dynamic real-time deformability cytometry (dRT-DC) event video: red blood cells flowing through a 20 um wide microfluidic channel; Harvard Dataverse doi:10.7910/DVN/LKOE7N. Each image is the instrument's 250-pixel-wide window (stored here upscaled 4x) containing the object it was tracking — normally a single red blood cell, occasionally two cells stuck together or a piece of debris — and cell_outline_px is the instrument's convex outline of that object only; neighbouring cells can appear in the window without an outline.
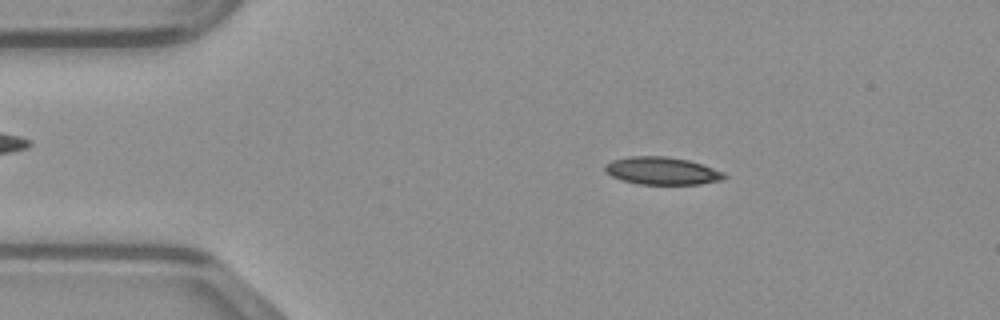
{"species": "common noctule bat (a hibernating species)", "species_latin": "Nyctalus noctula", "temperature_condition": "warm", "stored_images_in_passage": 48, "camera_frame_rate_fps": 3000, "um_per_image_px": 0.085, "animal": {"sex": "male", "body_mass_g": 23.1, "forearm_length_mm": 52.7}, "frame": {"image": 1, "passage_image": 8, "time_ms": 2.333, "image_size_px": [1000, 320], "cell_outline_px": [[728, 176], [724, 180], [700, 184], [640, 184], [620, 180], [604, 172], [604, 164], [612, 160], [628, 156], [664, 156], [688, 160], [724, 172]], "centroid_in_image_um": [56.24, 14.52], "position_along_channel_um": 28.8, "area_um2": 19.31}}
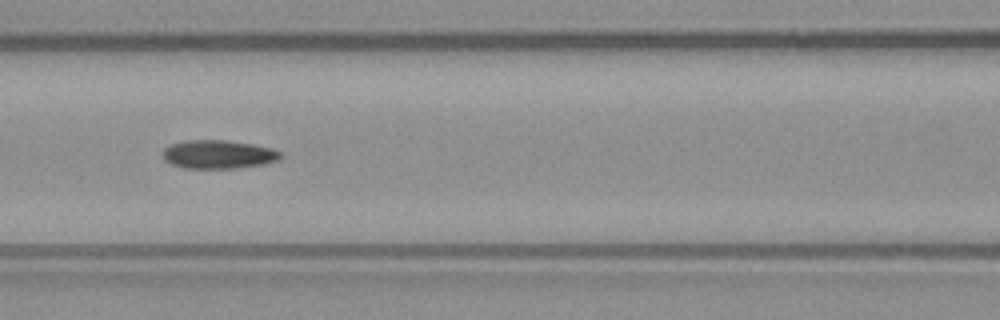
{"frame": {"image": 2, "passage_image": 20, "time_ms": 6.333, "image_size_px": [1000, 320], "cell_outline_px": [[284, 156], [280, 160], [264, 164], [236, 168], [184, 168], [172, 164], [164, 160], [164, 148], [172, 144], [184, 140], [224, 140], [252, 144], [272, 148], [280, 152]], "centroid_in_image_um": [18.6, 13.12], "position_along_channel_um": 148.0, "area_um2": 19.59}}
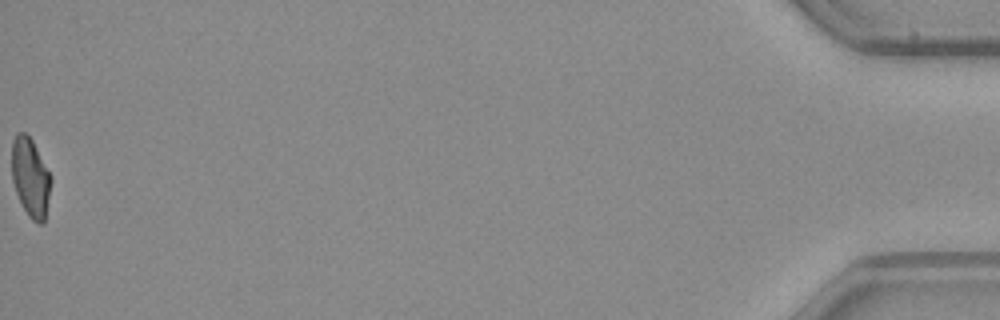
{"frame": {"image": 3, "passage_image": 48, "time_ms": 15.667, "image_size_px": [1000, 320], "cell_outline_px": [[52, 180], [44, 224], [36, 224], [28, 216], [16, 192], [12, 180], [12, 140], [16, 132], [24, 132], [32, 140], [52, 176]], "centroid_in_image_um": [2.6, 15.09], "position_along_channel_um": 432.6, "area_um2": 18.15}}